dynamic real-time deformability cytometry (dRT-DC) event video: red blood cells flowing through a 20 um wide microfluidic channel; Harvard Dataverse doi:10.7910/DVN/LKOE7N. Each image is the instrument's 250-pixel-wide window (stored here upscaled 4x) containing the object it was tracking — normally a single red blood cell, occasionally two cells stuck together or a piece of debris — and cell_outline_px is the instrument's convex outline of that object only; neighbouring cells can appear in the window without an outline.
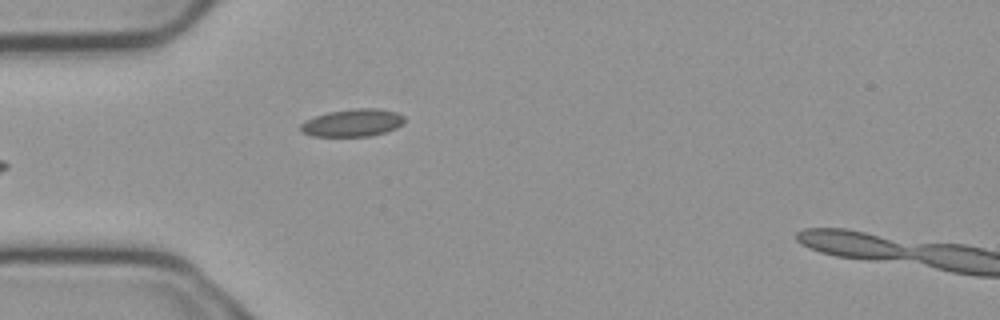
{"species": "common noctule bat (a hibernating species)", "species_latin": "Nyctalus noctula", "temperature_condition": "cold", "stored_images_in_passage": 4, "camera_frame_rate_fps": 3000, "um_per_image_px": 0.085, "animal": {"sex": "male", "body_mass_g": 23.1, "forearm_length_mm": 52.7}, "frame": {"image": 1, "passage_image": 4, "time_ms": 1.0, "image_size_px": [1000, 320], "cell_outline_px": [[404, 120], [396, 128], [384, 132], [368, 136], [312, 136], [300, 132], [300, 124], [304, 120], [328, 112], [352, 108], [376, 108], [396, 112], [404, 116]], "centroid_in_image_um": [29.92, 10.43], "position_along_channel_um": 55.1, "area_um2": 16.65}}